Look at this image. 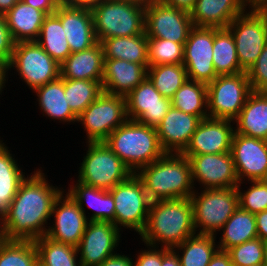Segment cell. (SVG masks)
<instances>
[{
    "mask_svg": "<svg viewBox=\"0 0 267 266\" xmlns=\"http://www.w3.org/2000/svg\"><path fill=\"white\" fill-rule=\"evenodd\" d=\"M248 9H267V0H242Z\"/></svg>",
    "mask_w": 267,
    "mask_h": 266,
    "instance_id": "9f6ffc18",
    "label": "cell"
},
{
    "mask_svg": "<svg viewBox=\"0 0 267 266\" xmlns=\"http://www.w3.org/2000/svg\"><path fill=\"white\" fill-rule=\"evenodd\" d=\"M4 224V214L0 211V227H3Z\"/></svg>",
    "mask_w": 267,
    "mask_h": 266,
    "instance_id": "6125c7cd",
    "label": "cell"
},
{
    "mask_svg": "<svg viewBox=\"0 0 267 266\" xmlns=\"http://www.w3.org/2000/svg\"><path fill=\"white\" fill-rule=\"evenodd\" d=\"M148 38V67L165 64H183L184 45L171 40Z\"/></svg>",
    "mask_w": 267,
    "mask_h": 266,
    "instance_id": "60d3db41",
    "label": "cell"
},
{
    "mask_svg": "<svg viewBox=\"0 0 267 266\" xmlns=\"http://www.w3.org/2000/svg\"><path fill=\"white\" fill-rule=\"evenodd\" d=\"M161 266H181L178 254L172 248L162 247Z\"/></svg>",
    "mask_w": 267,
    "mask_h": 266,
    "instance_id": "681fc988",
    "label": "cell"
},
{
    "mask_svg": "<svg viewBox=\"0 0 267 266\" xmlns=\"http://www.w3.org/2000/svg\"><path fill=\"white\" fill-rule=\"evenodd\" d=\"M194 27L190 12L150 0L145 8V34L147 37L171 40L185 45Z\"/></svg>",
    "mask_w": 267,
    "mask_h": 266,
    "instance_id": "4fadbf2b",
    "label": "cell"
},
{
    "mask_svg": "<svg viewBox=\"0 0 267 266\" xmlns=\"http://www.w3.org/2000/svg\"><path fill=\"white\" fill-rule=\"evenodd\" d=\"M74 183L73 185L69 184L70 188L68 187L67 193L79 205L85 215L84 207L87 206L92 211V215L86 216L88 221H114L115 205L109 190L95 188L77 180Z\"/></svg>",
    "mask_w": 267,
    "mask_h": 266,
    "instance_id": "484cf974",
    "label": "cell"
},
{
    "mask_svg": "<svg viewBox=\"0 0 267 266\" xmlns=\"http://www.w3.org/2000/svg\"><path fill=\"white\" fill-rule=\"evenodd\" d=\"M218 248H229L258 237L255 215L238 207L222 227Z\"/></svg>",
    "mask_w": 267,
    "mask_h": 266,
    "instance_id": "1f68e13d",
    "label": "cell"
},
{
    "mask_svg": "<svg viewBox=\"0 0 267 266\" xmlns=\"http://www.w3.org/2000/svg\"><path fill=\"white\" fill-rule=\"evenodd\" d=\"M103 92L102 85L93 80L65 79V98L78 117Z\"/></svg>",
    "mask_w": 267,
    "mask_h": 266,
    "instance_id": "f35d334b",
    "label": "cell"
},
{
    "mask_svg": "<svg viewBox=\"0 0 267 266\" xmlns=\"http://www.w3.org/2000/svg\"><path fill=\"white\" fill-rule=\"evenodd\" d=\"M145 8L130 2L101 0L91 9L97 42L145 33Z\"/></svg>",
    "mask_w": 267,
    "mask_h": 266,
    "instance_id": "5b68a950",
    "label": "cell"
},
{
    "mask_svg": "<svg viewBox=\"0 0 267 266\" xmlns=\"http://www.w3.org/2000/svg\"><path fill=\"white\" fill-rule=\"evenodd\" d=\"M171 105L201 120L208 116L207 85L187 79L171 99Z\"/></svg>",
    "mask_w": 267,
    "mask_h": 266,
    "instance_id": "d590c367",
    "label": "cell"
},
{
    "mask_svg": "<svg viewBox=\"0 0 267 266\" xmlns=\"http://www.w3.org/2000/svg\"><path fill=\"white\" fill-rule=\"evenodd\" d=\"M112 1L130 2L134 4H140V5H147L150 2V0H112Z\"/></svg>",
    "mask_w": 267,
    "mask_h": 266,
    "instance_id": "91938a15",
    "label": "cell"
},
{
    "mask_svg": "<svg viewBox=\"0 0 267 266\" xmlns=\"http://www.w3.org/2000/svg\"><path fill=\"white\" fill-rule=\"evenodd\" d=\"M231 153L238 181L267 179V141L234 133Z\"/></svg>",
    "mask_w": 267,
    "mask_h": 266,
    "instance_id": "e0dca14e",
    "label": "cell"
},
{
    "mask_svg": "<svg viewBox=\"0 0 267 266\" xmlns=\"http://www.w3.org/2000/svg\"><path fill=\"white\" fill-rule=\"evenodd\" d=\"M216 238L214 235L196 233L172 249L178 254L181 266H208L219 249Z\"/></svg>",
    "mask_w": 267,
    "mask_h": 266,
    "instance_id": "d6a6232c",
    "label": "cell"
},
{
    "mask_svg": "<svg viewBox=\"0 0 267 266\" xmlns=\"http://www.w3.org/2000/svg\"><path fill=\"white\" fill-rule=\"evenodd\" d=\"M147 77L159 93L170 100L188 79L187 71L183 64L150 66L147 68Z\"/></svg>",
    "mask_w": 267,
    "mask_h": 266,
    "instance_id": "74e56055",
    "label": "cell"
},
{
    "mask_svg": "<svg viewBox=\"0 0 267 266\" xmlns=\"http://www.w3.org/2000/svg\"><path fill=\"white\" fill-rule=\"evenodd\" d=\"M104 142L132 173L165 154L156 128L130 119L117 127Z\"/></svg>",
    "mask_w": 267,
    "mask_h": 266,
    "instance_id": "277c9868",
    "label": "cell"
},
{
    "mask_svg": "<svg viewBox=\"0 0 267 266\" xmlns=\"http://www.w3.org/2000/svg\"><path fill=\"white\" fill-rule=\"evenodd\" d=\"M15 43L36 41L47 14L19 0L4 14Z\"/></svg>",
    "mask_w": 267,
    "mask_h": 266,
    "instance_id": "f1b7e54d",
    "label": "cell"
},
{
    "mask_svg": "<svg viewBox=\"0 0 267 266\" xmlns=\"http://www.w3.org/2000/svg\"><path fill=\"white\" fill-rule=\"evenodd\" d=\"M246 73L252 91L267 92V43L257 61Z\"/></svg>",
    "mask_w": 267,
    "mask_h": 266,
    "instance_id": "ee69618b",
    "label": "cell"
},
{
    "mask_svg": "<svg viewBox=\"0 0 267 266\" xmlns=\"http://www.w3.org/2000/svg\"><path fill=\"white\" fill-rule=\"evenodd\" d=\"M36 42L59 64L71 54L62 23L54 13L45 17Z\"/></svg>",
    "mask_w": 267,
    "mask_h": 266,
    "instance_id": "836d02e7",
    "label": "cell"
},
{
    "mask_svg": "<svg viewBox=\"0 0 267 266\" xmlns=\"http://www.w3.org/2000/svg\"><path fill=\"white\" fill-rule=\"evenodd\" d=\"M121 231L109 221H88L77 246L81 266H99L116 254Z\"/></svg>",
    "mask_w": 267,
    "mask_h": 266,
    "instance_id": "9a60e30c",
    "label": "cell"
},
{
    "mask_svg": "<svg viewBox=\"0 0 267 266\" xmlns=\"http://www.w3.org/2000/svg\"><path fill=\"white\" fill-rule=\"evenodd\" d=\"M127 117L156 128L168 113L171 100L164 98L146 77L126 97Z\"/></svg>",
    "mask_w": 267,
    "mask_h": 266,
    "instance_id": "d6986e66",
    "label": "cell"
},
{
    "mask_svg": "<svg viewBox=\"0 0 267 266\" xmlns=\"http://www.w3.org/2000/svg\"><path fill=\"white\" fill-rule=\"evenodd\" d=\"M54 14L62 23L71 53L87 50L97 43L91 9L61 4Z\"/></svg>",
    "mask_w": 267,
    "mask_h": 266,
    "instance_id": "7402d4cb",
    "label": "cell"
},
{
    "mask_svg": "<svg viewBox=\"0 0 267 266\" xmlns=\"http://www.w3.org/2000/svg\"><path fill=\"white\" fill-rule=\"evenodd\" d=\"M32 92L37 95V102L43 116L58 120L60 123H77L78 117L72 112L65 98V79H57L35 88Z\"/></svg>",
    "mask_w": 267,
    "mask_h": 266,
    "instance_id": "83f0119b",
    "label": "cell"
},
{
    "mask_svg": "<svg viewBox=\"0 0 267 266\" xmlns=\"http://www.w3.org/2000/svg\"><path fill=\"white\" fill-rule=\"evenodd\" d=\"M213 66L216 74L233 75L244 72L237 58L232 33L227 28L214 27Z\"/></svg>",
    "mask_w": 267,
    "mask_h": 266,
    "instance_id": "e575fe53",
    "label": "cell"
},
{
    "mask_svg": "<svg viewBox=\"0 0 267 266\" xmlns=\"http://www.w3.org/2000/svg\"><path fill=\"white\" fill-rule=\"evenodd\" d=\"M51 217L53 225L48 227L46 236L59 243L77 247L84 234L87 218L79 205L64 190L56 199Z\"/></svg>",
    "mask_w": 267,
    "mask_h": 266,
    "instance_id": "ac0fdd59",
    "label": "cell"
},
{
    "mask_svg": "<svg viewBox=\"0 0 267 266\" xmlns=\"http://www.w3.org/2000/svg\"><path fill=\"white\" fill-rule=\"evenodd\" d=\"M247 190H242L241 182L236 189L238 192L239 207L252 214L267 210V182L265 180L249 181ZM241 189V190H240Z\"/></svg>",
    "mask_w": 267,
    "mask_h": 266,
    "instance_id": "b9f144b4",
    "label": "cell"
},
{
    "mask_svg": "<svg viewBox=\"0 0 267 266\" xmlns=\"http://www.w3.org/2000/svg\"><path fill=\"white\" fill-rule=\"evenodd\" d=\"M128 120L124 96L102 92L79 116L77 122L86 131V142H104Z\"/></svg>",
    "mask_w": 267,
    "mask_h": 266,
    "instance_id": "30bf717a",
    "label": "cell"
},
{
    "mask_svg": "<svg viewBox=\"0 0 267 266\" xmlns=\"http://www.w3.org/2000/svg\"><path fill=\"white\" fill-rule=\"evenodd\" d=\"M15 42L11 36L6 18L0 14V58L7 61L11 60Z\"/></svg>",
    "mask_w": 267,
    "mask_h": 266,
    "instance_id": "bcb514c9",
    "label": "cell"
},
{
    "mask_svg": "<svg viewBox=\"0 0 267 266\" xmlns=\"http://www.w3.org/2000/svg\"><path fill=\"white\" fill-rule=\"evenodd\" d=\"M114 199V225L123 233L122 226L141 234L144 230L151 200L136 173L109 190Z\"/></svg>",
    "mask_w": 267,
    "mask_h": 266,
    "instance_id": "ba28073f",
    "label": "cell"
},
{
    "mask_svg": "<svg viewBox=\"0 0 267 266\" xmlns=\"http://www.w3.org/2000/svg\"><path fill=\"white\" fill-rule=\"evenodd\" d=\"M186 157L191 165L194 185L198 182L203 187L200 186L201 189L237 187L239 181L231 152Z\"/></svg>",
    "mask_w": 267,
    "mask_h": 266,
    "instance_id": "2e32d148",
    "label": "cell"
},
{
    "mask_svg": "<svg viewBox=\"0 0 267 266\" xmlns=\"http://www.w3.org/2000/svg\"><path fill=\"white\" fill-rule=\"evenodd\" d=\"M233 266L263 264V241L257 237L227 250Z\"/></svg>",
    "mask_w": 267,
    "mask_h": 266,
    "instance_id": "7bdbcfd3",
    "label": "cell"
},
{
    "mask_svg": "<svg viewBox=\"0 0 267 266\" xmlns=\"http://www.w3.org/2000/svg\"><path fill=\"white\" fill-rule=\"evenodd\" d=\"M233 123V124H232ZM234 121L207 117L200 121L184 156L231 152Z\"/></svg>",
    "mask_w": 267,
    "mask_h": 266,
    "instance_id": "ffe728a7",
    "label": "cell"
},
{
    "mask_svg": "<svg viewBox=\"0 0 267 266\" xmlns=\"http://www.w3.org/2000/svg\"><path fill=\"white\" fill-rule=\"evenodd\" d=\"M251 92L246 72L217 76L207 85L208 116L234 120Z\"/></svg>",
    "mask_w": 267,
    "mask_h": 266,
    "instance_id": "7c38bea8",
    "label": "cell"
},
{
    "mask_svg": "<svg viewBox=\"0 0 267 266\" xmlns=\"http://www.w3.org/2000/svg\"><path fill=\"white\" fill-rule=\"evenodd\" d=\"M133 258L128 255L117 253L107 258L99 266H134Z\"/></svg>",
    "mask_w": 267,
    "mask_h": 266,
    "instance_id": "c3c4849f",
    "label": "cell"
},
{
    "mask_svg": "<svg viewBox=\"0 0 267 266\" xmlns=\"http://www.w3.org/2000/svg\"><path fill=\"white\" fill-rule=\"evenodd\" d=\"M196 234L190 198L151 201L147 223L140 234L145 244L173 248Z\"/></svg>",
    "mask_w": 267,
    "mask_h": 266,
    "instance_id": "7a4b0ae2",
    "label": "cell"
},
{
    "mask_svg": "<svg viewBox=\"0 0 267 266\" xmlns=\"http://www.w3.org/2000/svg\"><path fill=\"white\" fill-rule=\"evenodd\" d=\"M8 62L0 58V95H2L3 89L6 87V83L8 82ZM7 79V80H6ZM1 97V96H0Z\"/></svg>",
    "mask_w": 267,
    "mask_h": 266,
    "instance_id": "11a10c76",
    "label": "cell"
},
{
    "mask_svg": "<svg viewBox=\"0 0 267 266\" xmlns=\"http://www.w3.org/2000/svg\"><path fill=\"white\" fill-rule=\"evenodd\" d=\"M86 147L77 181L110 190L133 174L105 142H86Z\"/></svg>",
    "mask_w": 267,
    "mask_h": 266,
    "instance_id": "52a82bcc",
    "label": "cell"
},
{
    "mask_svg": "<svg viewBox=\"0 0 267 266\" xmlns=\"http://www.w3.org/2000/svg\"><path fill=\"white\" fill-rule=\"evenodd\" d=\"M201 119L170 107L156 127L159 143L165 153L182 154L189 145Z\"/></svg>",
    "mask_w": 267,
    "mask_h": 266,
    "instance_id": "44dd1931",
    "label": "cell"
},
{
    "mask_svg": "<svg viewBox=\"0 0 267 266\" xmlns=\"http://www.w3.org/2000/svg\"><path fill=\"white\" fill-rule=\"evenodd\" d=\"M3 141L0 139V211L5 214L26 173Z\"/></svg>",
    "mask_w": 267,
    "mask_h": 266,
    "instance_id": "4dcf8cb0",
    "label": "cell"
},
{
    "mask_svg": "<svg viewBox=\"0 0 267 266\" xmlns=\"http://www.w3.org/2000/svg\"><path fill=\"white\" fill-rule=\"evenodd\" d=\"M246 9L242 0H196L190 17L197 27L227 28Z\"/></svg>",
    "mask_w": 267,
    "mask_h": 266,
    "instance_id": "cb8c5ba5",
    "label": "cell"
},
{
    "mask_svg": "<svg viewBox=\"0 0 267 266\" xmlns=\"http://www.w3.org/2000/svg\"><path fill=\"white\" fill-rule=\"evenodd\" d=\"M101 0H63L62 4L72 7H82L92 9L95 7Z\"/></svg>",
    "mask_w": 267,
    "mask_h": 266,
    "instance_id": "db71d44e",
    "label": "cell"
},
{
    "mask_svg": "<svg viewBox=\"0 0 267 266\" xmlns=\"http://www.w3.org/2000/svg\"><path fill=\"white\" fill-rule=\"evenodd\" d=\"M9 71L16 70L30 90L43 86L60 76L57 63L36 41L15 43Z\"/></svg>",
    "mask_w": 267,
    "mask_h": 266,
    "instance_id": "8fae6325",
    "label": "cell"
},
{
    "mask_svg": "<svg viewBox=\"0 0 267 266\" xmlns=\"http://www.w3.org/2000/svg\"><path fill=\"white\" fill-rule=\"evenodd\" d=\"M104 59H120L148 65V38L145 33L103 39L101 42Z\"/></svg>",
    "mask_w": 267,
    "mask_h": 266,
    "instance_id": "f546056e",
    "label": "cell"
},
{
    "mask_svg": "<svg viewBox=\"0 0 267 266\" xmlns=\"http://www.w3.org/2000/svg\"><path fill=\"white\" fill-rule=\"evenodd\" d=\"M208 266H233L227 251L218 249L211 258Z\"/></svg>",
    "mask_w": 267,
    "mask_h": 266,
    "instance_id": "816d5d0a",
    "label": "cell"
},
{
    "mask_svg": "<svg viewBox=\"0 0 267 266\" xmlns=\"http://www.w3.org/2000/svg\"><path fill=\"white\" fill-rule=\"evenodd\" d=\"M39 266H81L77 247L59 243L47 236L34 241Z\"/></svg>",
    "mask_w": 267,
    "mask_h": 266,
    "instance_id": "8d00e7d4",
    "label": "cell"
},
{
    "mask_svg": "<svg viewBox=\"0 0 267 266\" xmlns=\"http://www.w3.org/2000/svg\"><path fill=\"white\" fill-rule=\"evenodd\" d=\"M148 65L120 59H104L102 90L126 97L147 77Z\"/></svg>",
    "mask_w": 267,
    "mask_h": 266,
    "instance_id": "603a6c76",
    "label": "cell"
},
{
    "mask_svg": "<svg viewBox=\"0 0 267 266\" xmlns=\"http://www.w3.org/2000/svg\"><path fill=\"white\" fill-rule=\"evenodd\" d=\"M104 74V54L100 42L87 50L71 53L60 64V76L63 79L93 80L100 84Z\"/></svg>",
    "mask_w": 267,
    "mask_h": 266,
    "instance_id": "d4e9b609",
    "label": "cell"
},
{
    "mask_svg": "<svg viewBox=\"0 0 267 266\" xmlns=\"http://www.w3.org/2000/svg\"><path fill=\"white\" fill-rule=\"evenodd\" d=\"M148 249L138 252L134 266H161L162 265V247L146 244Z\"/></svg>",
    "mask_w": 267,
    "mask_h": 266,
    "instance_id": "f6af8a7d",
    "label": "cell"
},
{
    "mask_svg": "<svg viewBox=\"0 0 267 266\" xmlns=\"http://www.w3.org/2000/svg\"><path fill=\"white\" fill-rule=\"evenodd\" d=\"M251 266H266V265L263 263V264L251 265Z\"/></svg>",
    "mask_w": 267,
    "mask_h": 266,
    "instance_id": "be15d7a7",
    "label": "cell"
},
{
    "mask_svg": "<svg viewBox=\"0 0 267 266\" xmlns=\"http://www.w3.org/2000/svg\"><path fill=\"white\" fill-rule=\"evenodd\" d=\"M41 169H35L21 182L4 214L3 229L8 240L35 241L46 236L49 226L45 225L64 187L53 186Z\"/></svg>",
    "mask_w": 267,
    "mask_h": 266,
    "instance_id": "6da1fadb",
    "label": "cell"
},
{
    "mask_svg": "<svg viewBox=\"0 0 267 266\" xmlns=\"http://www.w3.org/2000/svg\"><path fill=\"white\" fill-rule=\"evenodd\" d=\"M7 242L8 238L6 236V231L3 229V227H0V250Z\"/></svg>",
    "mask_w": 267,
    "mask_h": 266,
    "instance_id": "680465c9",
    "label": "cell"
},
{
    "mask_svg": "<svg viewBox=\"0 0 267 266\" xmlns=\"http://www.w3.org/2000/svg\"><path fill=\"white\" fill-rule=\"evenodd\" d=\"M166 5L176 7L179 9L186 10L190 12L196 3V0H160Z\"/></svg>",
    "mask_w": 267,
    "mask_h": 266,
    "instance_id": "f5cc1de1",
    "label": "cell"
},
{
    "mask_svg": "<svg viewBox=\"0 0 267 266\" xmlns=\"http://www.w3.org/2000/svg\"><path fill=\"white\" fill-rule=\"evenodd\" d=\"M227 29L233 35L240 68L247 72L267 43V9H246Z\"/></svg>",
    "mask_w": 267,
    "mask_h": 266,
    "instance_id": "9c48e42d",
    "label": "cell"
},
{
    "mask_svg": "<svg viewBox=\"0 0 267 266\" xmlns=\"http://www.w3.org/2000/svg\"><path fill=\"white\" fill-rule=\"evenodd\" d=\"M194 190L190 197L197 234L216 236L239 207L236 187ZM199 228V229H198Z\"/></svg>",
    "mask_w": 267,
    "mask_h": 266,
    "instance_id": "8992f818",
    "label": "cell"
},
{
    "mask_svg": "<svg viewBox=\"0 0 267 266\" xmlns=\"http://www.w3.org/2000/svg\"><path fill=\"white\" fill-rule=\"evenodd\" d=\"M27 5L45 12L47 15L53 14L62 4L61 0H22Z\"/></svg>",
    "mask_w": 267,
    "mask_h": 266,
    "instance_id": "7dc6e473",
    "label": "cell"
},
{
    "mask_svg": "<svg viewBox=\"0 0 267 266\" xmlns=\"http://www.w3.org/2000/svg\"><path fill=\"white\" fill-rule=\"evenodd\" d=\"M214 27L194 26L184 45L188 79L208 85L218 75L213 66Z\"/></svg>",
    "mask_w": 267,
    "mask_h": 266,
    "instance_id": "5bb4252c",
    "label": "cell"
},
{
    "mask_svg": "<svg viewBox=\"0 0 267 266\" xmlns=\"http://www.w3.org/2000/svg\"><path fill=\"white\" fill-rule=\"evenodd\" d=\"M263 241V254H264V264L267 266V239Z\"/></svg>",
    "mask_w": 267,
    "mask_h": 266,
    "instance_id": "94428289",
    "label": "cell"
},
{
    "mask_svg": "<svg viewBox=\"0 0 267 266\" xmlns=\"http://www.w3.org/2000/svg\"><path fill=\"white\" fill-rule=\"evenodd\" d=\"M19 0H0V14H6Z\"/></svg>",
    "mask_w": 267,
    "mask_h": 266,
    "instance_id": "6f0895ef",
    "label": "cell"
},
{
    "mask_svg": "<svg viewBox=\"0 0 267 266\" xmlns=\"http://www.w3.org/2000/svg\"><path fill=\"white\" fill-rule=\"evenodd\" d=\"M0 266H39L34 241L8 240L0 250Z\"/></svg>",
    "mask_w": 267,
    "mask_h": 266,
    "instance_id": "ab89813d",
    "label": "cell"
},
{
    "mask_svg": "<svg viewBox=\"0 0 267 266\" xmlns=\"http://www.w3.org/2000/svg\"><path fill=\"white\" fill-rule=\"evenodd\" d=\"M233 121L235 133L267 141V92L252 91Z\"/></svg>",
    "mask_w": 267,
    "mask_h": 266,
    "instance_id": "4316f807",
    "label": "cell"
},
{
    "mask_svg": "<svg viewBox=\"0 0 267 266\" xmlns=\"http://www.w3.org/2000/svg\"><path fill=\"white\" fill-rule=\"evenodd\" d=\"M258 237L261 240L267 239V210L255 214Z\"/></svg>",
    "mask_w": 267,
    "mask_h": 266,
    "instance_id": "f907efd6",
    "label": "cell"
},
{
    "mask_svg": "<svg viewBox=\"0 0 267 266\" xmlns=\"http://www.w3.org/2000/svg\"><path fill=\"white\" fill-rule=\"evenodd\" d=\"M136 175L151 201L190 198L196 189L189 159L183 154L165 153Z\"/></svg>",
    "mask_w": 267,
    "mask_h": 266,
    "instance_id": "3957f363",
    "label": "cell"
}]
</instances>
